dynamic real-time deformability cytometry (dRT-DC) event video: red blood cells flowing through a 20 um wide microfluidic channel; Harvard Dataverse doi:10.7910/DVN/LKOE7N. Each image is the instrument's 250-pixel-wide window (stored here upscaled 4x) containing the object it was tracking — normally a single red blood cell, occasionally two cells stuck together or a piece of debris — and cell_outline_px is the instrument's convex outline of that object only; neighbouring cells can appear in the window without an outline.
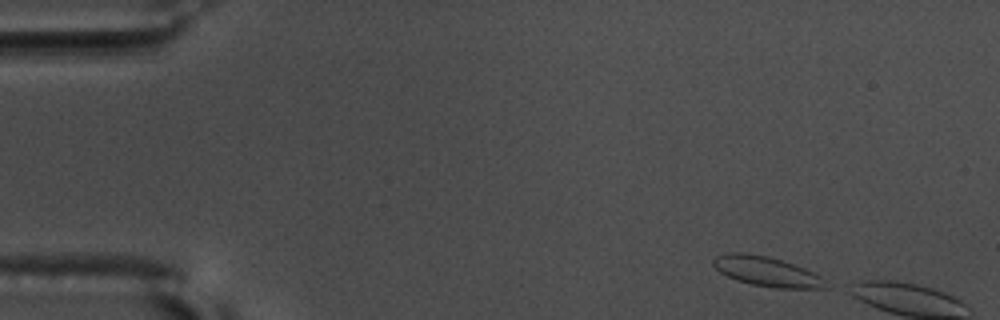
{"species": "common noctule bat (a hibernating species)", "species_latin": "Nyctalus noctula", "temperature_condition": "warm", "stored_images_in_passage": 5, "camera_frame_rate_fps": 3000, "um_per_image_px": 0.085, "animal": {"sex": "male", "body_mass_g": 17.5, "forearm_length_mm": 52.3}, "frame": {"image": 1, "passage_image": 2, "time_ms": 0.333, "image_size_px": [1000, 320], "cell_outline_px": [[828, 288], [776, 288], [752, 284], [736, 280], [720, 272], [712, 264], [712, 260], [716, 256], [732, 252], [740, 252], [768, 256], [804, 268], [820, 276]], "centroid_in_image_um": [65.12, 23.07], "position_along_channel_um": 19.9, "area_um2": 19.13}}